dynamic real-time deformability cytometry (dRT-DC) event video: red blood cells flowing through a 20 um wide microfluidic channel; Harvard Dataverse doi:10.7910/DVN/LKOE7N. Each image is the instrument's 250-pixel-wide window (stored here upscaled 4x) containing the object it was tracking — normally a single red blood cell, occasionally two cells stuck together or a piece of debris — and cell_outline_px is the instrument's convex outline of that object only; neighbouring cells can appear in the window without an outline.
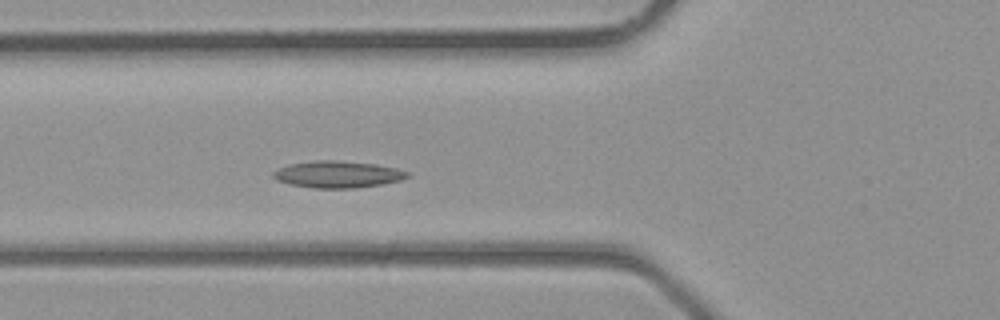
{"species": "common noctule bat (a hibernating species)", "species_latin": "Nyctalus noctula", "temperature_condition": "room temperature", "stored_images_in_passage": 30, "camera_frame_rate_fps": 3000, "um_per_image_px": 0.085, "animal": {"sex": "male", "body_mass_g": 23.1, "forearm_length_mm": 52.7}, "frame": {"image": 1, "passage_image": 4, "time_ms": 1.0, "image_size_px": [1000, 320], "cell_outline_px": [[412, 176], [400, 180], [380, 184], [356, 188], [312, 188], [292, 184], [276, 180], [272, 176], [272, 172], [288, 164], [312, 160], [336, 160], [376, 164], [396, 168], [408, 172]], "centroid_in_image_um": [28.7, 14.81], "position_along_channel_um": 97.1, "area_um2": 20.98}}
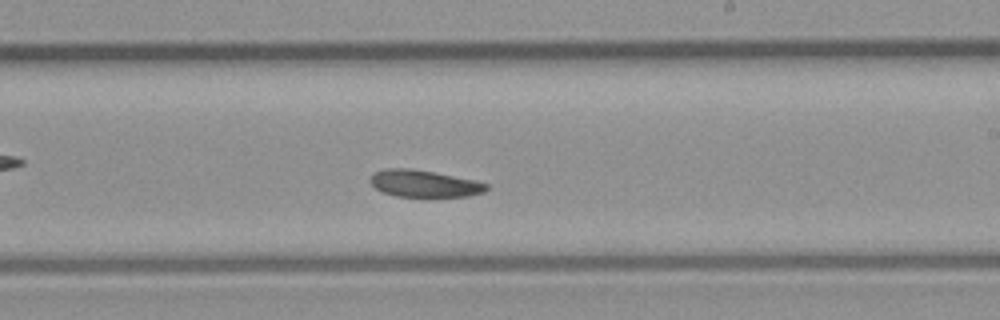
{"frame": {"image": 2, "passage_image": 13, "time_ms": 4.0, "image_size_px": [1000, 320], "cell_outline_px": [[488, 188], [484, 192], [468, 196], [428, 200], [424, 200], [396, 196], [380, 192], [368, 180], [376, 172], [384, 168], [408, 168], [432, 172], [476, 180], [488, 184]], "centroid_in_image_um": [36.07, 15.67], "position_along_channel_um": 252.9, "area_um2": 19.19}}
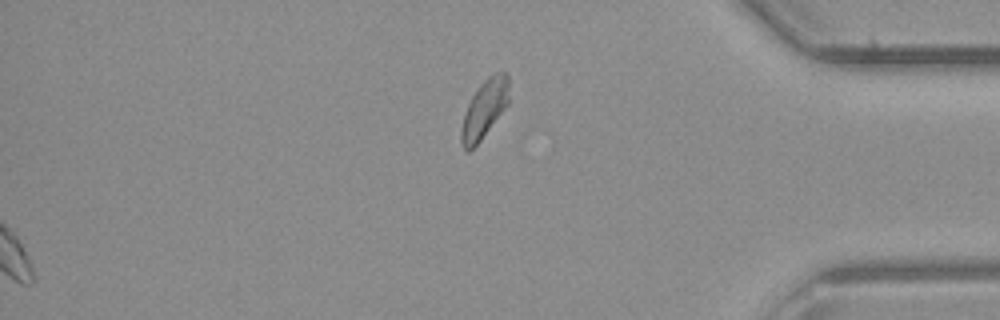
{"frame": {"image": 3, "passage_image": 30, "time_ms": 9.667, "image_size_px": [1000, 320], "cell_outline_px": [[508, 104], [480, 140], [468, 152], [464, 148], [460, 140], [460, 128], [468, 104], [472, 96], [480, 84], [488, 76], [496, 72], [508, 72]], "centroid_in_image_um": [41.16, 9.24], "position_along_channel_um": 394.0, "area_um2": 15.9}}